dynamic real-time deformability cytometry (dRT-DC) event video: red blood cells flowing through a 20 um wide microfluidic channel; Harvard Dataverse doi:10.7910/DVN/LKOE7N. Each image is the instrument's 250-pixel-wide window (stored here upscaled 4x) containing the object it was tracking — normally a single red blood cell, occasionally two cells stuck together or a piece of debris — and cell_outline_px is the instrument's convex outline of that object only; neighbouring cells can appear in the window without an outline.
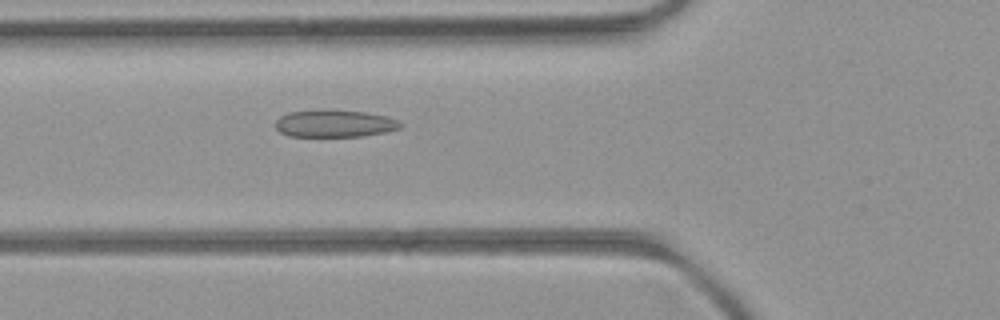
{"species": "common noctule bat (a hibernating species)", "species_latin": "Nyctalus noctula", "temperature_condition": "room temperature", "stored_images_in_passage": 42, "camera_frame_rate_fps": 3000, "um_per_image_px": 0.085, "animal": {"sex": "female", "body_mass_g": 21.9}, "frame": {"image": 1, "passage_image": 13, "time_ms": 4.0, "image_size_px": [1000, 320], "cell_outline_px": [[404, 124], [400, 128], [384, 132], [360, 136], [288, 136], [280, 132], [276, 128], [276, 120], [280, 116], [288, 112], [328, 108], [364, 112], [388, 116]], "centroid_in_image_um": [28.42, 10.47], "position_along_channel_um": 97.4, "area_um2": 20.11}}
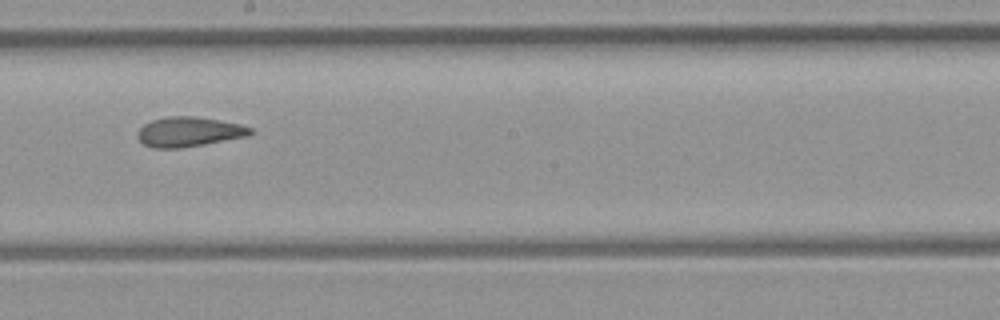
{"frame": {"image": 2, "passage_image": 23, "time_ms": 7.333, "image_size_px": [1000, 320], "cell_outline_px": [[252, 132], [248, 136], [204, 144], [180, 148], [152, 148], [144, 144], [136, 136], [136, 132], [144, 124], [152, 120], [168, 116], [196, 116], [240, 124], [252, 128]], "centroid_in_image_um": [16.03, 11.2], "position_along_channel_um": 232.2, "area_um2": 19.54}}
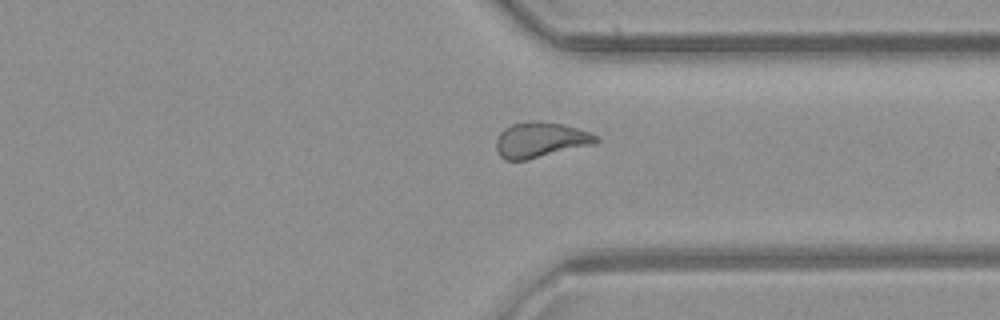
{"frame": {"image": 3, "passage_image": 33, "time_ms": 10.667, "image_size_px": [1000, 320], "cell_outline_px": [[600, 140], [592, 144], [524, 160], [504, 160], [500, 156], [496, 148], [496, 140], [500, 132], [504, 128], [512, 124], [564, 124], [600, 136]], "centroid_in_image_um": [45.92, 11.93], "position_along_channel_um": 365.5, "area_um2": 19.59}}